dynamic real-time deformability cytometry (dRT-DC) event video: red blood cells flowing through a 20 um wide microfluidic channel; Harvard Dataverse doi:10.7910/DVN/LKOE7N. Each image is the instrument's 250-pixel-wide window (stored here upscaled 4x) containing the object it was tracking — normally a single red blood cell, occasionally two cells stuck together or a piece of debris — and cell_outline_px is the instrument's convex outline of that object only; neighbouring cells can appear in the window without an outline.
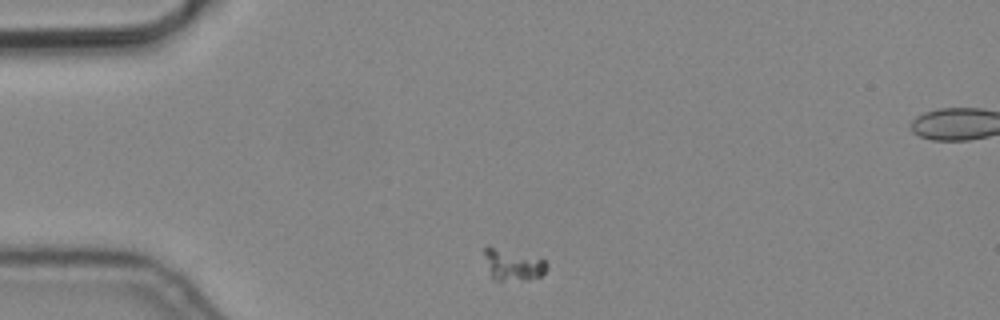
{"species": "common noctule bat (a hibernating species)", "species_latin": "Nyctalus noctula", "temperature_condition": "cold", "stored_images_in_passage": 3, "camera_frame_rate_fps": 3000, "um_per_image_px": 0.085, "animal": {"sex": "male", "body_mass_g": 19.2, "forearm_length_mm": 51.8}, "frame": {"image": 1, "passage_image": 1, "time_ms": 0.0, "image_size_px": [1000, 320], "cell_outline_px": [[548, 268], [540, 276], [528, 280], [492, 280], [484, 256], [484, 248], [488, 244], [544, 260], [548, 264]], "centroid_in_image_um": [43.56, 22.5], "position_along_channel_um": 41.4, "area_um2": 11.5}}